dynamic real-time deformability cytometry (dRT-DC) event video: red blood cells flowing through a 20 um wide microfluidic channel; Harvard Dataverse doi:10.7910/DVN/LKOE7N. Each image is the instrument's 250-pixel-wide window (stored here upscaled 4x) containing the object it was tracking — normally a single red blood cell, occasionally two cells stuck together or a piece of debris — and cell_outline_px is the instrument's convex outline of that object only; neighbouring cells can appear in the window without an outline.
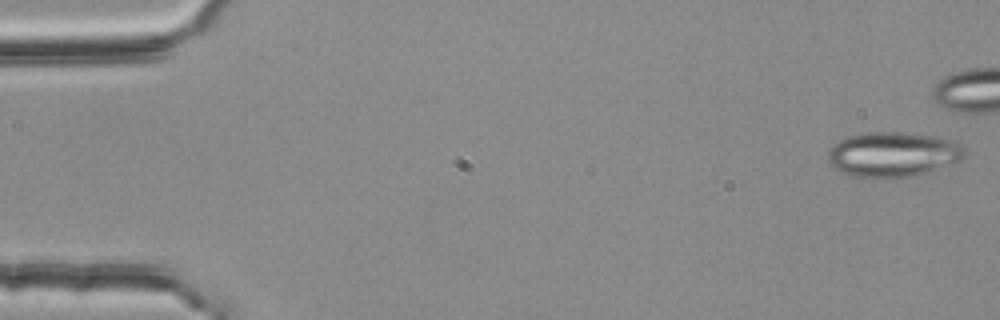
{"species": "common noctule bat (a hibernating species)", "species_latin": "Nyctalus noctula", "temperature_condition": "room temperature", "stored_images_in_passage": 43, "camera_frame_rate_fps": 3000, "um_per_image_px": 0.085, "animal": {"sex": "female", "body_mass_g": 25.1}, "frame": {"image": 1, "passage_image": 1, "time_ms": 0.0, "image_size_px": [1000, 320], "cell_outline_px": [[964, 156], [960, 160], [916, 176], [876, 180], [852, 176], [836, 168], [828, 160], [828, 152], [832, 144], [848, 136], [868, 132], [900, 132], [936, 136], [952, 140], [960, 144], [964, 148]], "centroid_in_image_um": [75.88, 13.14], "position_along_channel_um": 9.1, "area_um2": 36.07}}
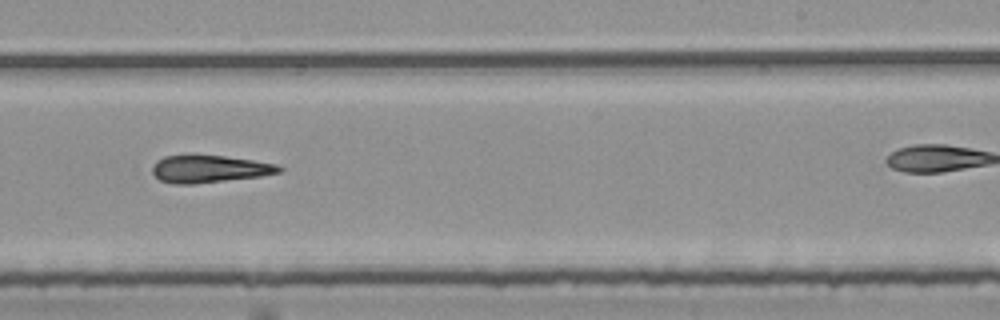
{"frame": {"image": 2, "passage_image": 33, "time_ms": 10.667, "image_size_px": [1000, 320], "cell_outline_px": [[284, 168], [280, 172], [260, 176], [192, 184], [172, 184], [160, 180], [152, 172], [152, 168], [156, 160], [164, 156], [224, 156], [252, 160], [276, 164]], "centroid_in_image_um": [17.78, 14.37], "position_along_channel_um": 271.2, "area_um2": 19.88}}
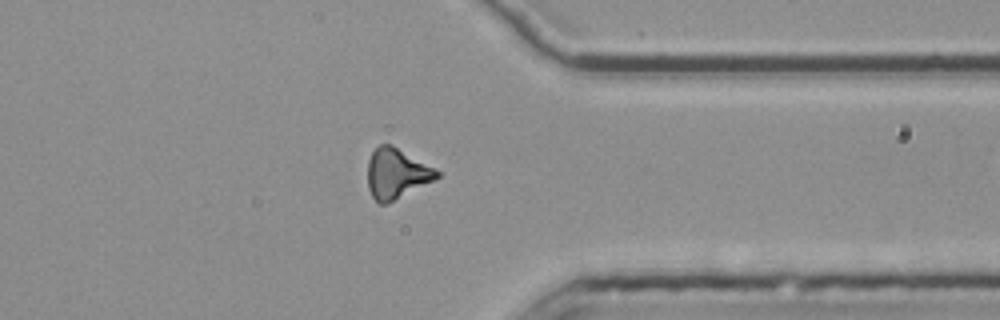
{"frame": {"image": 3, "passage_image": 42, "time_ms": 13.667, "image_size_px": [1000, 320], "cell_outline_px": [[440, 176], [384, 204], [380, 204], [372, 196], [368, 188], [368, 160], [372, 152], [380, 144], [392, 144], [436, 168], [440, 172]], "centroid_in_image_um": [33.69, 14.7], "position_along_channel_um": 377.7, "area_um2": 19.83}}